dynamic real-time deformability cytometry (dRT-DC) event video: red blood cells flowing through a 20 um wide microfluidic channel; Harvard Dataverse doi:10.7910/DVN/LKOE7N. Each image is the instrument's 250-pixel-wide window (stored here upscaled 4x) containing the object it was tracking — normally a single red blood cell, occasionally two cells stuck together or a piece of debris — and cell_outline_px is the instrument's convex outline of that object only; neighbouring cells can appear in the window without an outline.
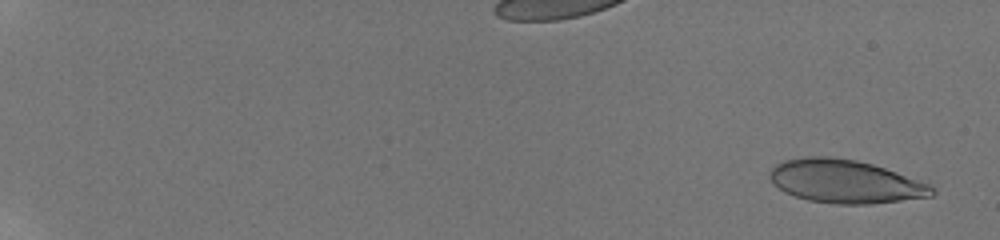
{"species": "human", "species_latin": "Homo sapiens", "temperature_condition": "room temperature", "stored_images_in_passage": 57, "camera_frame_rate_fps": 3000, "um_per_image_px": 0.085, "donor": {"sex": "male"}, "frame": {"image": 1, "passage_image": 3, "time_ms": 0.667, "image_size_px": [1000, 240], "cell_outline_px": [[936, 192], [932, 196], [872, 204], [836, 204], [808, 200], [784, 192], [768, 176], [768, 172], [776, 164], [784, 160], [804, 156], [828, 156], [856, 160], [872, 164], [896, 172], [928, 184], [936, 188]], "centroid_in_image_um": [71.83, 15.42], "position_along_channel_um": 13.2, "area_um2": 40.81}}
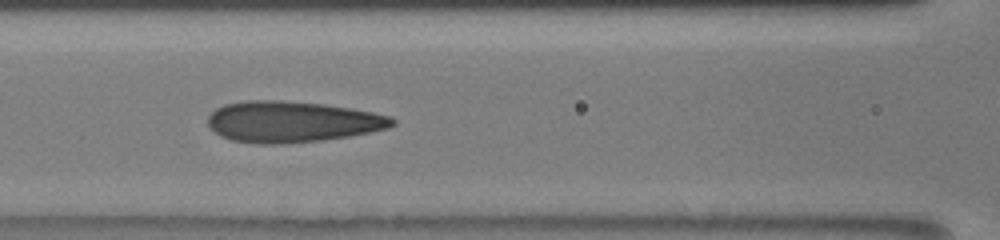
{"frame": {"image": 2, "passage_image": 30, "time_ms": 9.667, "image_size_px": [1000, 240], "cell_outline_px": [[396, 124], [388, 128], [348, 136], [324, 140], [280, 144], [260, 144], [232, 140], [220, 136], [208, 124], [208, 116], [216, 108], [224, 104], [244, 100], [280, 100], [324, 104], [352, 108], [372, 112], [388, 116], [396, 120]], "centroid_in_image_um": [24.81, 10.34], "position_along_channel_um": 141.8, "area_um2": 44.16}}
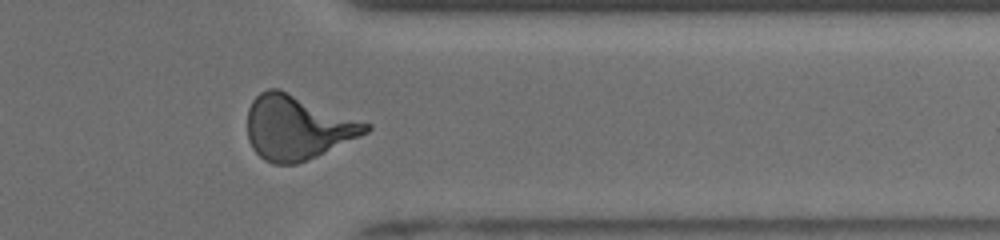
{"frame": {"image": 3, "passage_image": 49, "time_ms": 16.0, "image_size_px": [1000, 240], "cell_outline_px": [[372, 128], [368, 132], [360, 136], [316, 156], [296, 164], [272, 164], [264, 160], [252, 148], [248, 140], [248, 108], [252, 100], [260, 92], [268, 88], [280, 88], [372, 124]], "centroid_in_image_um": [25.27, 10.81], "position_along_channel_um": 386.1, "area_um2": 44.51}, "authors_computed_cell_mechanics": {"area_um2": 41.8472, "velocity_mm_per_s": 3.8797, "shape_relaxation_time_tau1_ms": null, "shape_relaxation_time_tau2_ms": 0.9698, "deformation_change_tau1": null, "deformation_change_tau2": 0.1012}}